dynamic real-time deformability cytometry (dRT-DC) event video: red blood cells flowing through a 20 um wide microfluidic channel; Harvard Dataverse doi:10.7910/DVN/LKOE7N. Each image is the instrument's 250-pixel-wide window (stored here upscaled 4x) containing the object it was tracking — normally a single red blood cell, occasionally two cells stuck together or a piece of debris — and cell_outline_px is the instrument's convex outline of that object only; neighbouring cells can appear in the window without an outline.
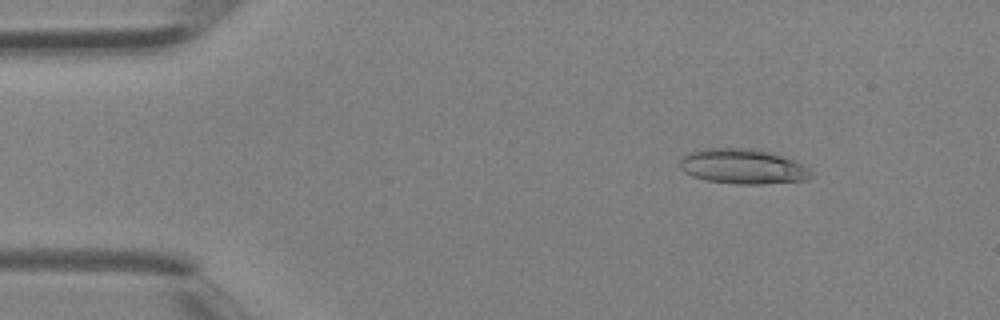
{"species": "Egyptian fruit bat (a non-hibernating species)", "species_latin": "Rousettus aegyptiacus", "temperature_condition": "room temperature", "stored_images_in_passage": 4, "camera_frame_rate_fps": 3000, "um_per_image_px": 0.085, "animal": {"sex": "female"}, "frame": {"image": 1, "passage_image": 2, "time_ms": 0.333, "image_size_px": [1000, 320], "cell_outline_px": [[816, 176], [808, 180], [760, 184], [736, 184], [704, 180], [692, 176], [684, 172], [680, 168], [680, 156], [688, 152], [704, 148], [752, 148], [772, 152], [784, 156], [808, 168]], "centroid_in_image_um": [63.13, 14.15], "position_along_channel_um": 21.9, "area_um2": 27.17}}
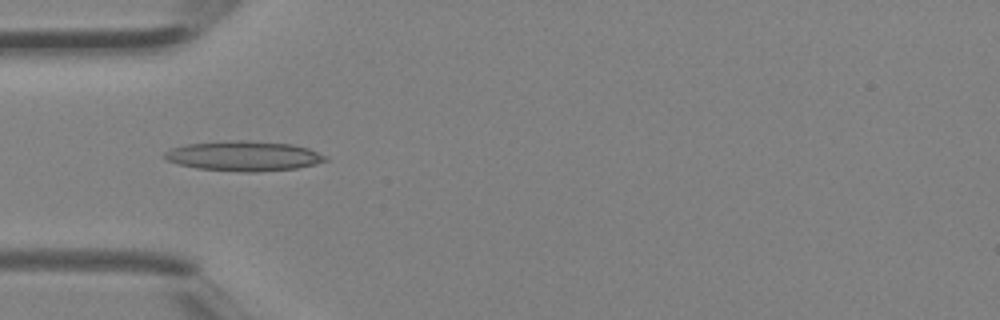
{"frame": {"image": 2, "passage_image": 4, "time_ms": 1.0, "image_size_px": [1000, 320], "cell_outline_px": [[328, 160], [296, 168], [256, 172], [244, 172], [196, 168], [180, 164], [168, 160], [164, 156], [164, 152], [172, 148], [188, 144], [236, 140], [244, 140], [292, 144], [308, 148], [328, 156]], "centroid_in_image_um": [20.75, 13.26], "position_along_channel_um": 64.3, "area_um2": 27.74}}